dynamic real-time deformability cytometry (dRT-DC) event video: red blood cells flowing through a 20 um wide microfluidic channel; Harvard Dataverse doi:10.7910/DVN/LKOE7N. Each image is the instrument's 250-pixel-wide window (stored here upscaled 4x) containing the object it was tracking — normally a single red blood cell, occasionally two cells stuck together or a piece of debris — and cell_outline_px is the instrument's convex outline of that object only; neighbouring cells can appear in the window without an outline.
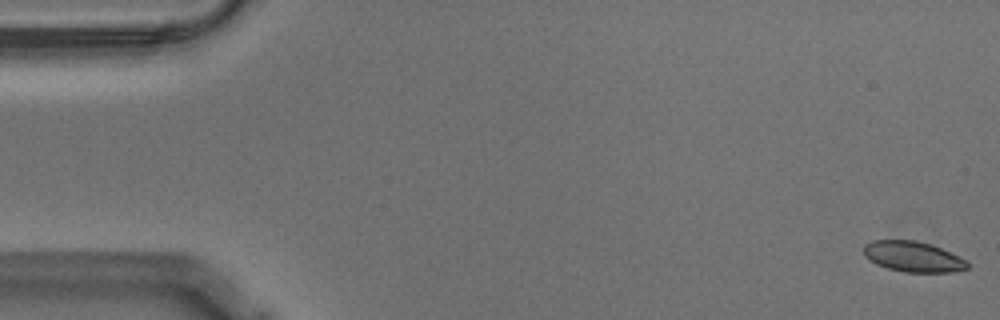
{"species": "Egyptian fruit bat (a non-hibernating species)", "species_latin": "Rousettus aegyptiacus", "temperature_condition": "warm", "stored_images_in_passage": 57, "camera_frame_rate_fps": 3000, "um_per_image_px": 0.085, "animal": {"sex": "male"}, "frame": {"image": 1, "passage_image": 1, "time_ms": 0.0, "image_size_px": [1000, 320], "cell_outline_px": [[968, 268], [952, 272], [904, 272], [888, 268], [876, 264], [864, 256], [864, 244], [872, 240], [916, 240], [932, 244], [964, 260], [968, 264]], "centroid_in_image_um": [77.55, 21.81], "position_along_channel_um": 7.4, "area_um2": 18.26}}
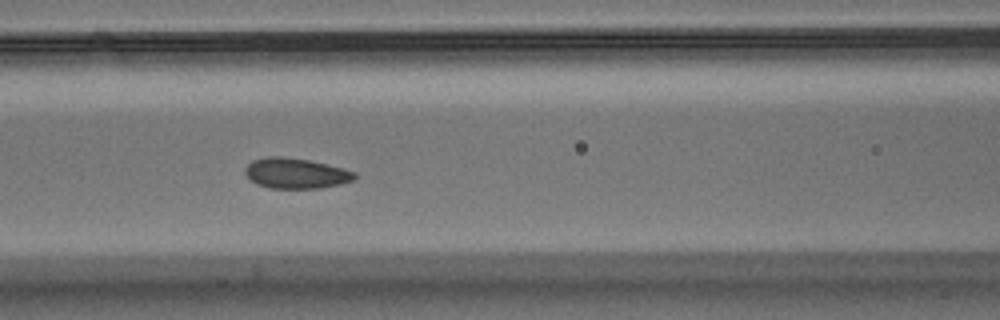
{"frame": {"image": 2, "passage_image": 24, "time_ms": 7.667, "image_size_px": [1000, 320], "cell_outline_px": [[356, 176], [352, 180], [340, 184], [320, 188], [268, 188], [256, 184], [244, 172], [244, 168], [252, 160], [268, 156], [284, 156], [308, 160], [344, 168], [356, 172]], "centroid_in_image_um": [25.13, 14.72], "position_along_channel_um": 141.5, "area_um2": 19.42}}
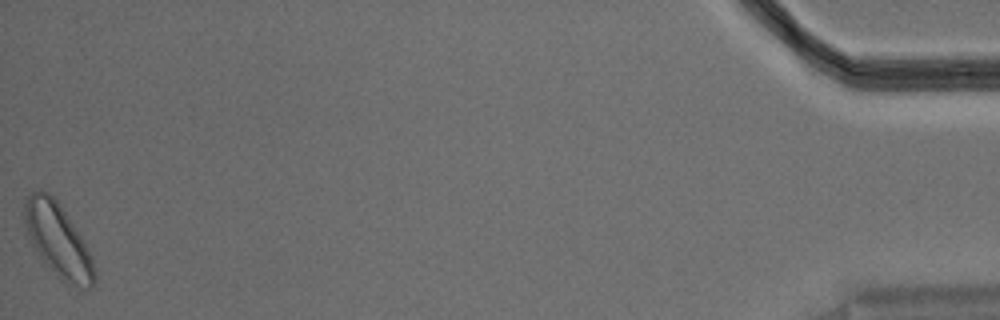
{"frame": {"image": 3, "passage_image": 57, "time_ms": 18.667, "image_size_px": [1000, 320], "cell_outline_px": [[96, 280], [92, 288], [88, 288], [68, 284], [40, 256], [24, 224], [20, 212], [24, 196], [40, 188], [48, 192], [56, 200], [80, 236], [92, 260], [96, 272]], "centroid_in_image_um": [4.88, 20.33], "position_along_channel_um": 430.3, "area_um2": 29.13}, "authors_computed_cell_mechanics": {"area_um2": 19.4208, "velocity_mm_per_s": 3.5178, "shape_relaxation_time_tau1_ms": 4.3874, "shape_relaxation_time_tau2_ms": 3.1069, "deformation_change_tau1": 0.098, "deformation_change_tau2": 0.0477}}